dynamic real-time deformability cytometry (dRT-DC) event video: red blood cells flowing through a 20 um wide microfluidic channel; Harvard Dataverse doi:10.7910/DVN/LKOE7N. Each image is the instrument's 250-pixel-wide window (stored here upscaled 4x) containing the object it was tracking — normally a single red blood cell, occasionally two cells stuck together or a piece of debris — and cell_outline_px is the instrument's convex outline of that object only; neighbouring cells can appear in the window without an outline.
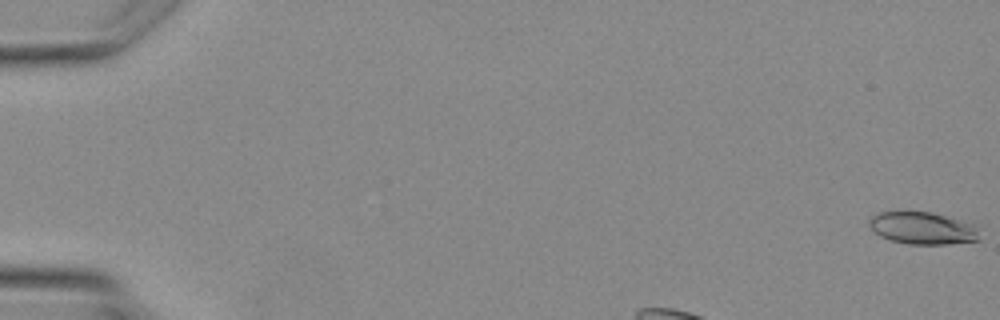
{"species": "Egyptian fruit bat (a non-hibernating species)", "species_latin": "Rousettus aegyptiacus", "temperature_condition": "warm", "stored_images_in_passage": 4, "camera_frame_rate_fps": 3000, "um_per_image_px": 0.085, "animal": {"sex": "female"}, "frame": {"image": 1, "passage_image": 1, "time_ms": 0.0, "image_size_px": [1000, 320], "cell_outline_px": [[980, 240], [948, 244], [908, 244], [892, 240], [880, 236], [868, 224], [868, 220], [872, 216], [880, 212], [932, 212], [972, 224], [976, 228]], "centroid_in_image_um": [78.4, 19.4], "position_along_channel_um": 6.6, "area_um2": 20.4}}
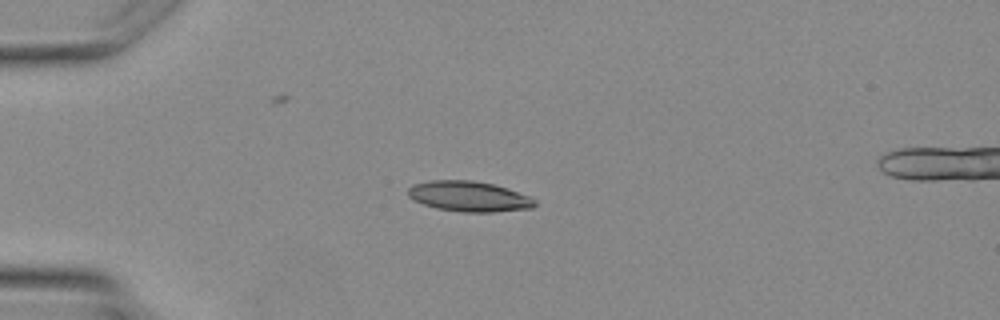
{"frame": {"image": 2, "passage_image": 4, "time_ms": 3.667, "image_size_px": [1000, 320], "cell_outline_px": [[536, 204], [532, 208], [492, 212], [460, 212], [436, 208], [424, 204], [408, 196], [408, 188], [412, 184], [432, 180], [472, 180], [492, 184], [528, 196], [536, 200]], "centroid_in_image_um": [39.83, 16.69], "position_along_channel_um": 45.2, "area_um2": 22.2}}